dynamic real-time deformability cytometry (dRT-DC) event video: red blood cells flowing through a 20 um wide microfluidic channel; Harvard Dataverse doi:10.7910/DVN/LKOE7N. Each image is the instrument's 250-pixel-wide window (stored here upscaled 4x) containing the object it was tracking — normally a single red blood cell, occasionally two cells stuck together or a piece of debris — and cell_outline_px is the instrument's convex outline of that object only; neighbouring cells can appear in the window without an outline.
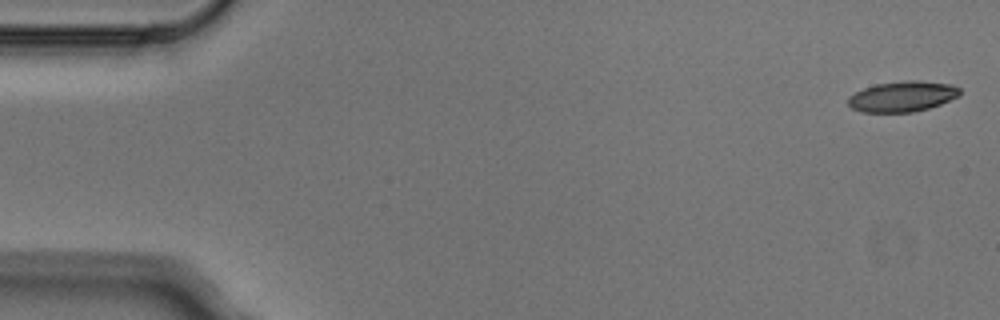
{"species": "Egyptian fruit bat (a non-hibernating species)", "species_latin": "Rousettus aegyptiacus", "temperature_condition": "cold", "stored_images_in_passage": 5, "camera_frame_rate_fps": 3000, "um_per_image_px": 0.085, "animal": {"sex": "male"}, "frame": {"image": 1, "passage_image": 1, "time_ms": 0.0, "image_size_px": [1000, 320], "cell_outline_px": [[960, 96], [940, 104], [928, 108], [912, 112], [860, 112], [852, 108], [848, 104], [848, 96], [864, 88], [876, 84], [908, 80], [916, 80], [952, 84], [960, 88]], "centroid_in_image_um": [76.71, 8.19], "position_along_channel_um": 8.3, "area_um2": 19.88}}
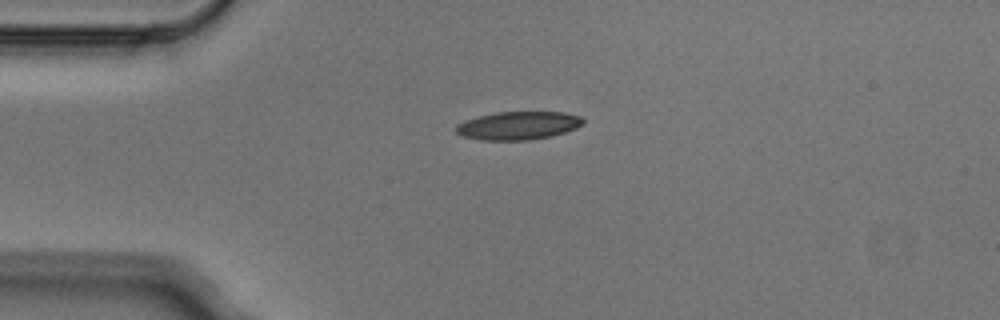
{"frame": {"image": 2, "passage_image": 4, "time_ms": 1.0, "image_size_px": [1000, 320], "cell_outline_px": [[584, 124], [576, 128], [552, 136], [528, 140], [480, 140], [464, 136], [456, 132], [456, 124], [464, 120], [496, 112], [564, 112], [580, 116], [584, 120]], "centroid_in_image_um": [44.06, 10.67], "position_along_channel_um": 40.9, "area_um2": 20.87}}